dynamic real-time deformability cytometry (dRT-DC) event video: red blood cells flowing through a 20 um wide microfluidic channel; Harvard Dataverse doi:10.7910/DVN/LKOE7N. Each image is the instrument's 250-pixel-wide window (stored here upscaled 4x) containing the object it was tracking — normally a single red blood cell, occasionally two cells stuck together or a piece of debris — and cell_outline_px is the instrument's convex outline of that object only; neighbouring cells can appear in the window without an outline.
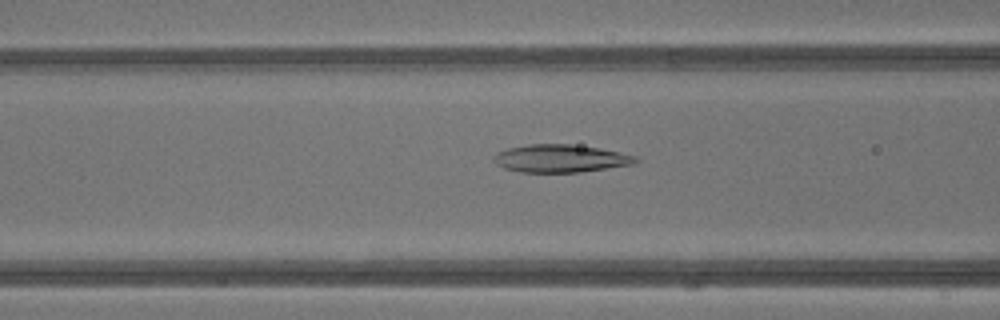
{"species": "common noctule bat (a hibernating species)", "species_latin": "Nyctalus noctula", "temperature_condition": "warm", "stored_images_in_passage": 42, "camera_frame_rate_fps": 3000, "um_per_image_px": 0.085, "animal": {"sex": "male", "body_mass_g": 13.3}, "frame": {"image": 1, "passage_image": 17, "time_ms": 5.333, "image_size_px": [1000, 320], "cell_outline_px": [[640, 160], [636, 164], [580, 172], [520, 172], [504, 168], [496, 164], [492, 160], [492, 156], [496, 152], [508, 148], [528, 144], [572, 144], [600, 148], [636, 156]], "centroid_in_image_um": [47.63, 13.47], "position_along_channel_um": 119.0, "area_um2": 23.18}}
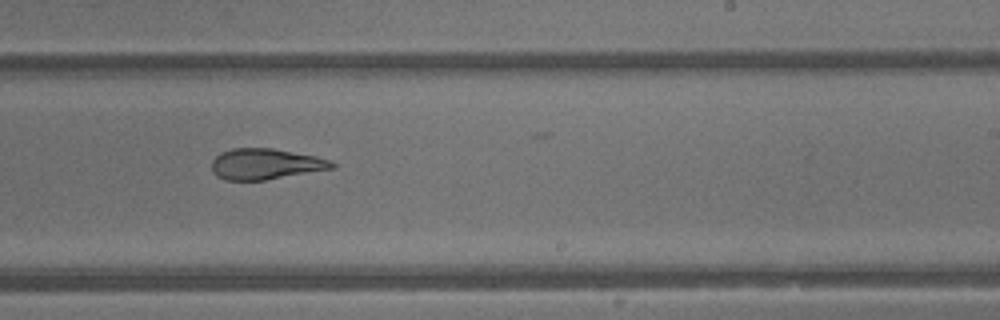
{"frame": {"image": 2, "passage_image": 26, "time_ms": 8.333, "image_size_px": [1000, 320], "cell_outline_px": [[336, 168], [264, 180], [224, 180], [216, 176], [212, 172], [212, 160], [220, 152], [232, 148], [272, 148], [316, 156], [332, 160], [336, 164]], "centroid_in_image_um": [22.57, 13.94], "position_along_channel_um": 266.4, "area_um2": 21.79}}
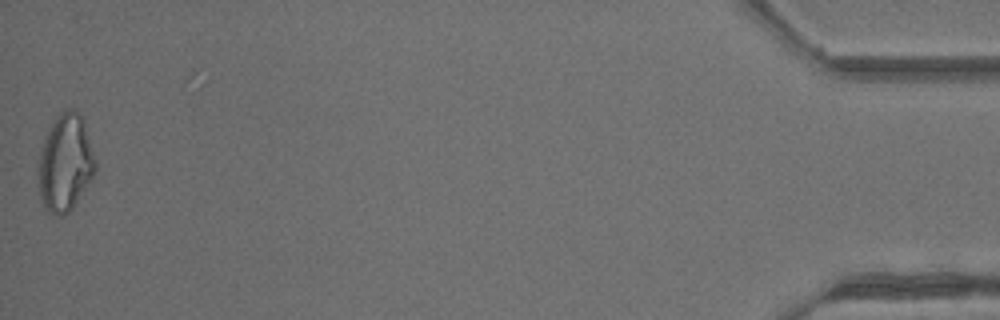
{"frame": {"image": 3, "passage_image": 42, "time_ms": 13.667, "image_size_px": [1000, 320], "cell_outline_px": [[96, 168], [92, 176], [72, 208], [68, 212], [60, 216], [48, 212], [44, 208], [40, 200], [36, 172], [36, 164], [40, 148], [44, 136], [56, 116], [64, 108], [72, 108], [80, 112], [84, 120], [96, 164]], "centroid_in_image_um": [5.48, 13.81], "position_along_channel_um": 429.7, "area_um2": 32.77}, "authors_computed_cell_mechanics": {"area_um2": 25.5765, "velocity_mm_per_s": 4.9044, "shape_relaxation_time_tau1_ms": null, "shape_relaxation_time_tau2_ms": 2.156, "deformation_change_tau1": null, "deformation_change_tau2": 0.1079}}